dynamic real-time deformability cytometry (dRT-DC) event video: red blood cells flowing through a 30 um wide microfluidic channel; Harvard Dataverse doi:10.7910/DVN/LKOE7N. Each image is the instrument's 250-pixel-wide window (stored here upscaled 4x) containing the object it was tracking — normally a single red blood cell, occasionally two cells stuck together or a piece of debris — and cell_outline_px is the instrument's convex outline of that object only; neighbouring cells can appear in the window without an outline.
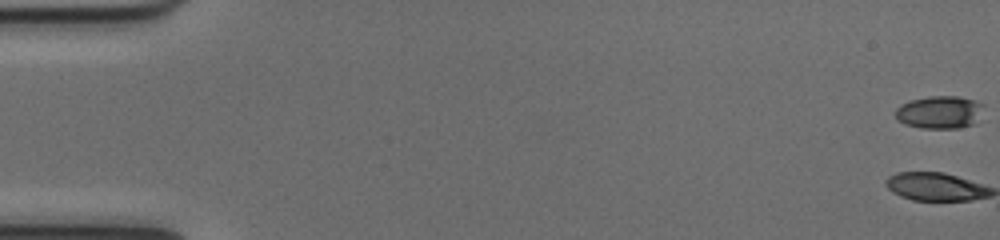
{"species": "common noctule bat (a hibernating species)", "species_latin": "Nyctalus noctula", "temperature_condition": "cold", "stored_images_in_passage": 53, "camera_frame_rate_fps": 3000, "um_per_image_px": 0.085, "animal": {"sex": "female", "body_mass_g": 17.0, "forearm_length_mm": 48.0}, "frame": {"image": 1, "passage_image": 1, "time_ms": 0.0, "image_size_px": [1000, 240], "cell_outline_px": [[984, 104], [976, 124], [960, 128], [920, 128], [904, 124], [896, 116], [896, 108], [900, 104], [908, 100], [928, 96], [960, 96], [976, 100]], "centroid_in_image_um": [79.88, 9.53], "position_along_channel_um": 5.1, "area_um2": 17.11}}